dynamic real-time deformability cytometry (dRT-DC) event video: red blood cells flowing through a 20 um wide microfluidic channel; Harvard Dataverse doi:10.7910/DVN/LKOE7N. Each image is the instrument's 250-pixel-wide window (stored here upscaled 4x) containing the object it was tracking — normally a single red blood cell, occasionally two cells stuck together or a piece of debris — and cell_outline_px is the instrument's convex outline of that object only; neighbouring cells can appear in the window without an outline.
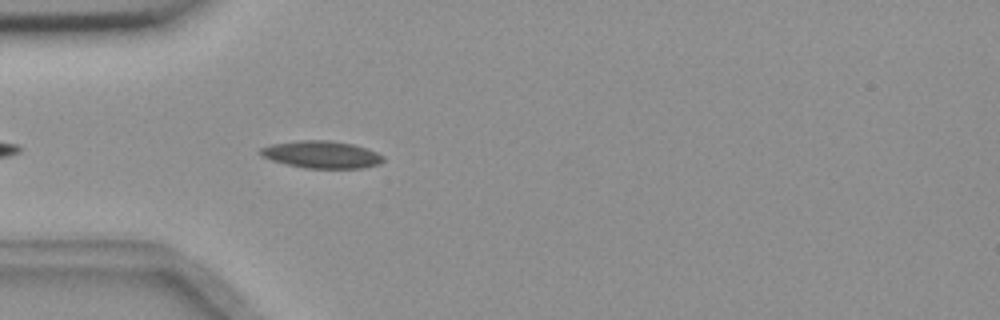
{"species": "common noctule bat (a hibernating species)", "species_latin": "Nyctalus noctula", "temperature_condition": "room temperature", "stored_images_in_passage": 11, "camera_frame_rate_fps": 3000, "um_per_image_px": 0.085, "animal": {"sex": "female", "body_mass_g": 18.4}, "frame": {"image": 1, "passage_image": 4, "time_ms": 1.0, "image_size_px": [1000, 320], "cell_outline_px": [[384, 160], [380, 164], [364, 168], [304, 168], [272, 160], [264, 156], [260, 152], [260, 148], [272, 144], [300, 140], [328, 140], [352, 144], [376, 152], [384, 156]], "centroid_in_image_um": [27.37, 13.14], "position_along_channel_um": 57.6, "area_um2": 19.31}}
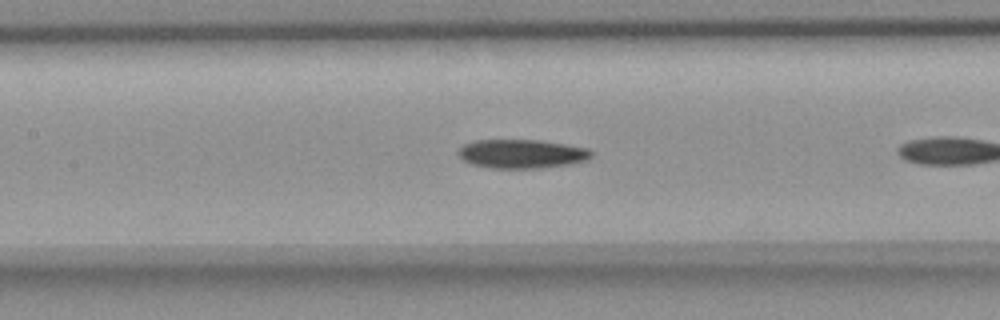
{"frame": {"image": 2, "passage_image": 10, "time_ms": 3.0, "image_size_px": [1000, 320], "cell_outline_px": [[592, 156], [588, 160], [568, 164], [540, 168], [492, 168], [472, 164], [464, 160], [460, 156], [460, 148], [464, 144], [476, 140], [540, 140], [588, 148], [592, 152]], "centroid_in_image_um": [44.38, 13.07], "position_along_channel_um": 163.0, "area_um2": 22.2}}